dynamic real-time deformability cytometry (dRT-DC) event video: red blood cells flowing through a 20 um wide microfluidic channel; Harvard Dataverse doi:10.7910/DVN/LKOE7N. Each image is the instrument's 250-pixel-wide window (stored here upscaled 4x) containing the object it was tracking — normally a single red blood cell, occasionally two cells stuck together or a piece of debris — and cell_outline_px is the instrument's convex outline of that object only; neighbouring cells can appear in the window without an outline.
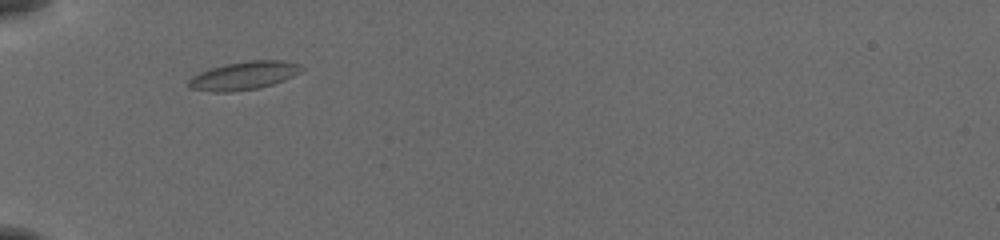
{"species": "common noctule bat (a hibernating species)", "species_latin": "Nyctalus noctula", "temperature_condition": "cold", "stored_images_in_passage": 41, "camera_frame_rate_fps": 3000, "um_per_image_px": 0.085, "animal": {"sex": "female", "body_mass_g": 19.5, "forearm_length_mm": 54.1}, "frame": {"image": 1, "passage_image": 6, "time_ms": 1.667, "image_size_px": [1000, 240], "cell_outline_px": [[304, 68], [300, 72], [284, 80], [260, 88], [228, 92], [212, 92], [188, 88], [188, 80], [192, 76], [208, 68], [224, 64], [248, 60], [280, 60], [300, 64]], "centroid_in_image_um": [20.69, 6.42], "position_along_channel_um": 64.3, "area_um2": 18.73}}
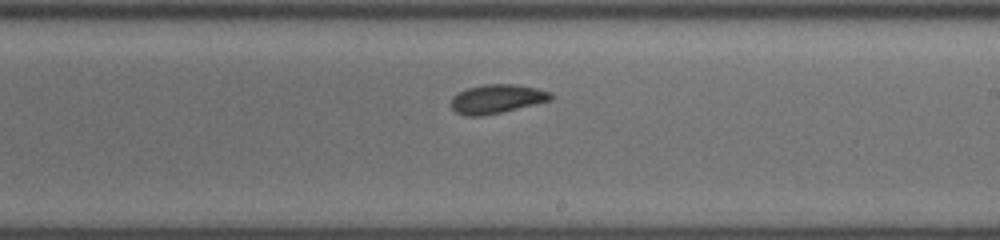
{"frame": {"image": 2, "passage_image": 21, "time_ms": 6.667, "image_size_px": [1000, 240], "cell_outline_px": [[552, 100], [484, 116], [468, 116], [456, 112], [452, 108], [452, 96], [468, 88], [484, 84], [516, 84], [536, 88], [552, 92]], "centroid_in_image_um": [42.25, 8.4], "position_along_channel_um": 246.8, "area_um2": 16.7}}
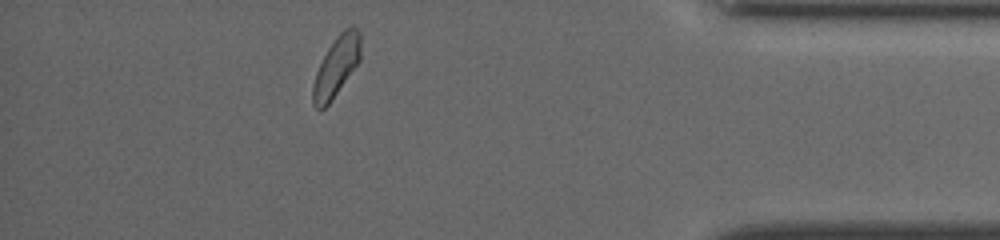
{"frame": {"image": 3, "passage_image": 36, "time_ms": 11.667, "image_size_px": [1000, 240], "cell_outline_px": [[360, 60], [328, 104], [320, 112], [312, 104], [312, 84], [316, 72], [328, 48], [336, 36], [344, 28], [352, 24], [360, 32]], "centroid_in_image_um": [28.57, 5.64], "position_along_channel_um": 406.6, "area_um2": 16.59}, "authors_computed_cell_mechanics": {"area_um2": 16.7042, "velocity_mm_per_s": 3.83, "shape_relaxation_time_tau1_ms": 2.3058, "shape_relaxation_time_tau2_ms": 1.8335, "deformation_change_tau1": 0.0878, "deformation_change_tau2": 0.0468}}